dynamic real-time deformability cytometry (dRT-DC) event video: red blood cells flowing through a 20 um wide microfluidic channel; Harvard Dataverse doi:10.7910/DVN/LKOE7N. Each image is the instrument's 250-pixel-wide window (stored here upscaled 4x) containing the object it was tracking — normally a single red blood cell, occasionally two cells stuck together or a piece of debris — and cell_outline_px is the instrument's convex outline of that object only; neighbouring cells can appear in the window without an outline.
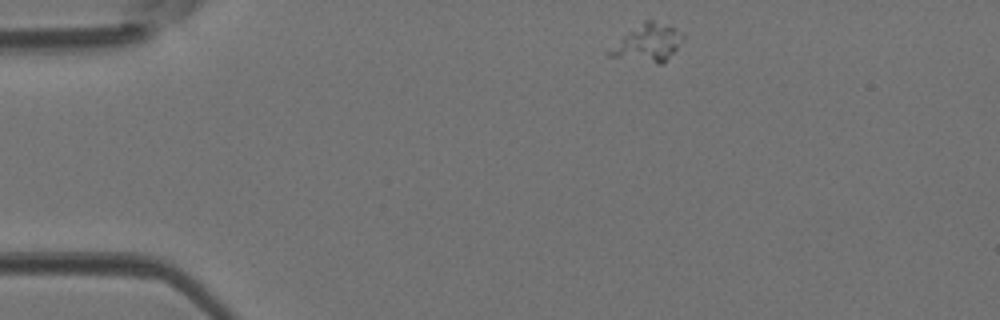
{"species": "Egyptian fruit bat (a non-hibernating species)", "species_latin": "Rousettus aegyptiacus", "temperature_condition": "room temperature", "stored_images_in_passage": 39, "camera_frame_rate_fps": 3000, "um_per_image_px": 0.085, "animal": {"sex": "female"}, "frame": {"image": 1, "passage_image": 1, "time_ms": 0.0, "image_size_px": [1000, 320], "cell_outline_px": [[684, 40], [664, 64], [660, 64], [608, 56], [608, 52], [628, 32], [644, 20], [652, 20], [684, 32]], "centroid_in_image_um": [55.13, 3.66], "position_along_channel_um": 29.9, "area_um2": 15.66}}
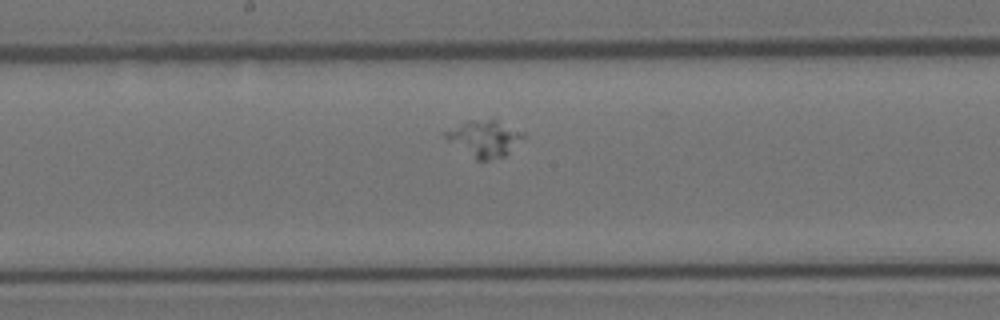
{"frame": {"image": 2, "passage_image": 17, "time_ms": 5.333, "image_size_px": [1000, 320], "cell_outline_px": [[528, 136], [504, 156], [488, 160], [476, 160], [444, 136], [440, 132], [464, 120], [496, 120], [524, 132]], "centroid_in_image_um": [41.18, 11.75], "position_along_channel_um": 207.0, "area_um2": 16.59}}
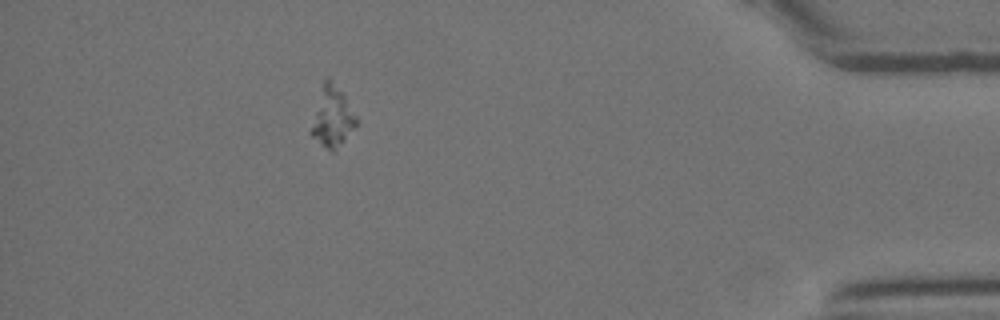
{"frame": {"image": 3, "passage_image": 34, "time_ms": 11.0, "image_size_px": [1000, 320], "cell_outline_px": [[356, 124], [344, 140], [332, 152], [312, 136], [308, 132], [324, 76], [328, 76], [344, 96], [356, 116]], "centroid_in_image_um": [28.19, 9.9], "position_along_channel_um": 407.0, "area_um2": 15.43}}